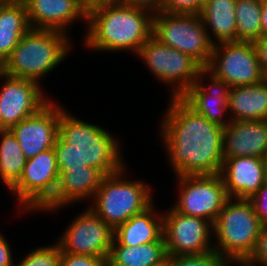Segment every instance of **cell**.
<instances>
[{"mask_svg": "<svg viewBox=\"0 0 267 266\" xmlns=\"http://www.w3.org/2000/svg\"><path fill=\"white\" fill-rule=\"evenodd\" d=\"M256 264L267 266V226L263 227L254 252L242 266H255Z\"/></svg>", "mask_w": 267, "mask_h": 266, "instance_id": "obj_32", "label": "cell"}, {"mask_svg": "<svg viewBox=\"0 0 267 266\" xmlns=\"http://www.w3.org/2000/svg\"><path fill=\"white\" fill-rule=\"evenodd\" d=\"M203 3L200 0H162L160 11L167 13L200 14Z\"/></svg>", "mask_w": 267, "mask_h": 266, "instance_id": "obj_30", "label": "cell"}, {"mask_svg": "<svg viewBox=\"0 0 267 266\" xmlns=\"http://www.w3.org/2000/svg\"><path fill=\"white\" fill-rule=\"evenodd\" d=\"M154 210L152 204L116 227L112 245L138 246L158 242L163 237V214L157 215Z\"/></svg>", "mask_w": 267, "mask_h": 266, "instance_id": "obj_21", "label": "cell"}, {"mask_svg": "<svg viewBox=\"0 0 267 266\" xmlns=\"http://www.w3.org/2000/svg\"><path fill=\"white\" fill-rule=\"evenodd\" d=\"M0 138V179L10 190L18 182L27 159L10 130H0Z\"/></svg>", "mask_w": 267, "mask_h": 266, "instance_id": "obj_26", "label": "cell"}, {"mask_svg": "<svg viewBox=\"0 0 267 266\" xmlns=\"http://www.w3.org/2000/svg\"><path fill=\"white\" fill-rule=\"evenodd\" d=\"M209 76L210 84L204 86L203 79ZM230 86L222 79L215 77L206 68H203L192 85L180 98L197 114L204 116L210 122L222 127L231 121L225 119L228 111V96ZM224 118V119H223Z\"/></svg>", "mask_w": 267, "mask_h": 266, "instance_id": "obj_16", "label": "cell"}, {"mask_svg": "<svg viewBox=\"0 0 267 266\" xmlns=\"http://www.w3.org/2000/svg\"><path fill=\"white\" fill-rule=\"evenodd\" d=\"M262 0H236V41L254 42L262 37Z\"/></svg>", "mask_w": 267, "mask_h": 266, "instance_id": "obj_27", "label": "cell"}, {"mask_svg": "<svg viewBox=\"0 0 267 266\" xmlns=\"http://www.w3.org/2000/svg\"><path fill=\"white\" fill-rule=\"evenodd\" d=\"M223 158L267 155V120L231 121L223 127Z\"/></svg>", "mask_w": 267, "mask_h": 266, "instance_id": "obj_18", "label": "cell"}, {"mask_svg": "<svg viewBox=\"0 0 267 266\" xmlns=\"http://www.w3.org/2000/svg\"><path fill=\"white\" fill-rule=\"evenodd\" d=\"M122 3L150 10L153 14L160 11L162 0H120Z\"/></svg>", "mask_w": 267, "mask_h": 266, "instance_id": "obj_36", "label": "cell"}, {"mask_svg": "<svg viewBox=\"0 0 267 266\" xmlns=\"http://www.w3.org/2000/svg\"><path fill=\"white\" fill-rule=\"evenodd\" d=\"M206 69L230 87L254 85L267 78L250 41L216 43Z\"/></svg>", "mask_w": 267, "mask_h": 266, "instance_id": "obj_9", "label": "cell"}, {"mask_svg": "<svg viewBox=\"0 0 267 266\" xmlns=\"http://www.w3.org/2000/svg\"><path fill=\"white\" fill-rule=\"evenodd\" d=\"M262 159H263V164H264L265 179L267 182V155Z\"/></svg>", "mask_w": 267, "mask_h": 266, "instance_id": "obj_39", "label": "cell"}, {"mask_svg": "<svg viewBox=\"0 0 267 266\" xmlns=\"http://www.w3.org/2000/svg\"><path fill=\"white\" fill-rule=\"evenodd\" d=\"M253 44L261 69L267 76V37H261L260 39L255 40Z\"/></svg>", "mask_w": 267, "mask_h": 266, "instance_id": "obj_34", "label": "cell"}, {"mask_svg": "<svg viewBox=\"0 0 267 266\" xmlns=\"http://www.w3.org/2000/svg\"><path fill=\"white\" fill-rule=\"evenodd\" d=\"M10 1H16V2H23V3H25L27 0H10Z\"/></svg>", "mask_w": 267, "mask_h": 266, "instance_id": "obj_40", "label": "cell"}, {"mask_svg": "<svg viewBox=\"0 0 267 266\" xmlns=\"http://www.w3.org/2000/svg\"><path fill=\"white\" fill-rule=\"evenodd\" d=\"M10 249L5 236L0 233V266H15Z\"/></svg>", "mask_w": 267, "mask_h": 266, "instance_id": "obj_35", "label": "cell"}, {"mask_svg": "<svg viewBox=\"0 0 267 266\" xmlns=\"http://www.w3.org/2000/svg\"><path fill=\"white\" fill-rule=\"evenodd\" d=\"M161 123L167 155L176 176L213 175L223 166V127L172 97Z\"/></svg>", "mask_w": 267, "mask_h": 266, "instance_id": "obj_1", "label": "cell"}, {"mask_svg": "<svg viewBox=\"0 0 267 266\" xmlns=\"http://www.w3.org/2000/svg\"><path fill=\"white\" fill-rule=\"evenodd\" d=\"M152 34L164 45L191 56L203 68L208 66L214 44L200 14L154 13Z\"/></svg>", "mask_w": 267, "mask_h": 266, "instance_id": "obj_7", "label": "cell"}, {"mask_svg": "<svg viewBox=\"0 0 267 266\" xmlns=\"http://www.w3.org/2000/svg\"><path fill=\"white\" fill-rule=\"evenodd\" d=\"M59 181L54 148L26 161L18 182L9 190L27 212L42 210L53 198Z\"/></svg>", "mask_w": 267, "mask_h": 266, "instance_id": "obj_10", "label": "cell"}, {"mask_svg": "<svg viewBox=\"0 0 267 266\" xmlns=\"http://www.w3.org/2000/svg\"><path fill=\"white\" fill-rule=\"evenodd\" d=\"M178 177L179 197L172 208L182 214L199 217L214 224L229 199L221 174Z\"/></svg>", "mask_w": 267, "mask_h": 266, "instance_id": "obj_11", "label": "cell"}, {"mask_svg": "<svg viewBox=\"0 0 267 266\" xmlns=\"http://www.w3.org/2000/svg\"><path fill=\"white\" fill-rule=\"evenodd\" d=\"M228 198H252L266 182L263 159L259 157L225 158L221 170Z\"/></svg>", "mask_w": 267, "mask_h": 266, "instance_id": "obj_17", "label": "cell"}, {"mask_svg": "<svg viewBox=\"0 0 267 266\" xmlns=\"http://www.w3.org/2000/svg\"><path fill=\"white\" fill-rule=\"evenodd\" d=\"M25 5L33 29L56 30L67 34V29L76 19L87 22V10L78 0H27Z\"/></svg>", "mask_w": 267, "mask_h": 266, "instance_id": "obj_19", "label": "cell"}, {"mask_svg": "<svg viewBox=\"0 0 267 266\" xmlns=\"http://www.w3.org/2000/svg\"><path fill=\"white\" fill-rule=\"evenodd\" d=\"M30 29L25 3L0 0V67Z\"/></svg>", "mask_w": 267, "mask_h": 266, "instance_id": "obj_23", "label": "cell"}, {"mask_svg": "<svg viewBox=\"0 0 267 266\" xmlns=\"http://www.w3.org/2000/svg\"><path fill=\"white\" fill-rule=\"evenodd\" d=\"M108 132L63 109L54 146L59 171L90 166L106 176L125 168L118 141Z\"/></svg>", "mask_w": 267, "mask_h": 266, "instance_id": "obj_2", "label": "cell"}, {"mask_svg": "<svg viewBox=\"0 0 267 266\" xmlns=\"http://www.w3.org/2000/svg\"><path fill=\"white\" fill-rule=\"evenodd\" d=\"M63 109L51 100L39 112L10 129L27 160L54 148L59 136L60 112Z\"/></svg>", "mask_w": 267, "mask_h": 266, "instance_id": "obj_15", "label": "cell"}, {"mask_svg": "<svg viewBox=\"0 0 267 266\" xmlns=\"http://www.w3.org/2000/svg\"><path fill=\"white\" fill-rule=\"evenodd\" d=\"M168 253L164 238L138 246L112 245L107 266H158L166 264Z\"/></svg>", "mask_w": 267, "mask_h": 266, "instance_id": "obj_25", "label": "cell"}, {"mask_svg": "<svg viewBox=\"0 0 267 266\" xmlns=\"http://www.w3.org/2000/svg\"><path fill=\"white\" fill-rule=\"evenodd\" d=\"M137 55L162 83L172 87V97H181L195 84L203 67L191 56L164 45L153 34Z\"/></svg>", "mask_w": 267, "mask_h": 266, "instance_id": "obj_8", "label": "cell"}, {"mask_svg": "<svg viewBox=\"0 0 267 266\" xmlns=\"http://www.w3.org/2000/svg\"><path fill=\"white\" fill-rule=\"evenodd\" d=\"M78 1L88 11L96 6L120 0H78Z\"/></svg>", "mask_w": 267, "mask_h": 266, "instance_id": "obj_37", "label": "cell"}, {"mask_svg": "<svg viewBox=\"0 0 267 266\" xmlns=\"http://www.w3.org/2000/svg\"><path fill=\"white\" fill-rule=\"evenodd\" d=\"M69 36L61 31L31 28L19 41L0 71L39 83L70 53Z\"/></svg>", "mask_w": 267, "mask_h": 266, "instance_id": "obj_4", "label": "cell"}, {"mask_svg": "<svg viewBox=\"0 0 267 266\" xmlns=\"http://www.w3.org/2000/svg\"><path fill=\"white\" fill-rule=\"evenodd\" d=\"M0 78L5 79L0 89V130H10L50 102L36 81L8 76L1 71Z\"/></svg>", "mask_w": 267, "mask_h": 266, "instance_id": "obj_14", "label": "cell"}, {"mask_svg": "<svg viewBox=\"0 0 267 266\" xmlns=\"http://www.w3.org/2000/svg\"><path fill=\"white\" fill-rule=\"evenodd\" d=\"M261 31H262V37H267V0H262Z\"/></svg>", "mask_w": 267, "mask_h": 266, "instance_id": "obj_38", "label": "cell"}, {"mask_svg": "<svg viewBox=\"0 0 267 266\" xmlns=\"http://www.w3.org/2000/svg\"><path fill=\"white\" fill-rule=\"evenodd\" d=\"M158 266H167V264H160V265H158Z\"/></svg>", "mask_w": 267, "mask_h": 266, "instance_id": "obj_42", "label": "cell"}, {"mask_svg": "<svg viewBox=\"0 0 267 266\" xmlns=\"http://www.w3.org/2000/svg\"><path fill=\"white\" fill-rule=\"evenodd\" d=\"M249 200L253 203L255 213L262 225L267 226V182H265Z\"/></svg>", "mask_w": 267, "mask_h": 266, "instance_id": "obj_33", "label": "cell"}, {"mask_svg": "<svg viewBox=\"0 0 267 266\" xmlns=\"http://www.w3.org/2000/svg\"><path fill=\"white\" fill-rule=\"evenodd\" d=\"M203 4L206 2V1H208V0H200Z\"/></svg>", "mask_w": 267, "mask_h": 266, "instance_id": "obj_41", "label": "cell"}, {"mask_svg": "<svg viewBox=\"0 0 267 266\" xmlns=\"http://www.w3.org/2000/svg\"><path fill=\"white\" fill-rule=\"evenodd\" d=\"M212 233L213 224L208 220L179 213L172 207L163 214V238L168 256L214 252Z\"/></svg>", "mask_w": 267, "mask_h": 266, "instance_id": "obj_12", "label": "cell"}, {"mask_svg": "<svg viewBox=\"0 0 267 266\" xmlns=\"http://www.w3.org/2000/svg\"><path fill=\"white\" fill-rule=\"evenodd\" d=\"M228 110L230 121L267 120V78L254 85L231 87Z\"/></svg>", "mask_w": 267, "mask_h": 266, "instance_id": "obj_22", "label": "cell"}, {"mask_svg": "<svg viewBox=\"0 0 267 266\" xmlns=\"http://www.w3.org/2000/svg\"><path fill=\"white\" fill-rule=\"evenodd\" d=\"M61 249L56 242L52 246H44L31 250L25 258L15 266H59Z\"/></svg>", "mask_w": 267, "mask_h": 266, "instance_id": "obj_28", "label": "cell"}, {"mask_svg": "<svg viewBox=\"0 0 267 266\" xmlns=\"http://www.w3.org/2000/svg\"><path fill=\"white\" fill-rule=\"evenodd\" d=\"M125 171L106 175L91 199L95 202L90 208L113 229L153 204L151 188L138 180H124Z\"/></svg>", "mask_w": 267, "mask_h": 266, "instance_id": "obj_6", "label": "cell"}, {"mask_svg": "<svg viewBox=\"0 0 267 266\" xmlns=\"http://www.w3.org/2000/svg\"><path fill=\"white\" fill-rule=\"evenodd\" d=\"M59 266H107L103 258L97 256L61 253Z\"/></svg>", "mask_w": 267, "mask_h": 266, "instance_id": "obj_31", "label": "cell"}, {"mask_svg": "<svg viewBox=\"0 0 267 266\" xmlns=\"http://www.w3.org/2000/svg\"><path fill=\"white\" fill-rule=\"evenodd\" d=\"M235 5L236 0H208L203 4L200 17L214 45L236 41ZM209 29L213 38L209 35Z\"/></svg>", "mask_w": 267, "mask_h": 266, "instance_id": "obj_24", "label": "cell"}, {"mask_svg": "<svg viewBox=\"0 0 267 266\" xmlns=\"http://www.w3.org/2000/svg\"><path fill=\"white\" fill-rule=\"evenodd\" d=\"M105 175L98 169L84 168L59 171V181L54 198L41 210L56 211L70 203L93 199ZM54 210V211H53Z\"/></svg>", "mask_w": 267, "mask_h": 266, "instance_id": "obj_20", "label": "cell"}, {"mask_svg": "<svg viewBox=\"0 0 267 266\" xmlns=\"http://www.w3.org/2000/svg\"><path fill=\"white\" fill-rule=\"evenodd\" d=\"M87 24V48L104 52L130 50L137 54L152 35L153 14L148 9L115 1L88 10Z\"/></svg>", "mask_w": 267, "mask_h": 266, "instance_id": "obj_3", "label": "cell"}, {"mask_svg": "<svg viewBox=\"0 0 267 266\" xmlns=\"http://www.w3.org/2000/svg\"><path fill=\"white\" fill-rule=\"evenodd\" d=\"M229 198L213 224L214 252L229 264L243 265L255 250L263 229L250 200ZM233 202V203H232Z\"/></svg>", "mask_w": 267, "mask_h": 266, "instance_id": "obj_5", "label": "cell"}, {"mask_svg": "<svg viewBox=\"0 0 267 266\" xmlns=\"http://www.w3.org/2000/svg\"><path fill=\"white\" fill-rule=\"evenodd\" d=\"M167 266H229L230 264L215 252L201 255L168 256Z\"/></svg>", "mask_w": 267, "mask_h": 266, "instance_id": "obj_29", "label": "cell"}, {"mask_svg": "<svg viewBox=\"0 0 267 266\" xmlns=\"http://www.w3.org/2000/svg\"><path fill=\"white\" fill-rule=\"evenodd\" d=\"M57 241L61 253L97 256L106 262L114 241V229L88 206L69 224Z\"/></svg>", "mask_w": 267, "mask_h": 266, "instance_id": "obj_13", "label": "cell"}]
</instances>
